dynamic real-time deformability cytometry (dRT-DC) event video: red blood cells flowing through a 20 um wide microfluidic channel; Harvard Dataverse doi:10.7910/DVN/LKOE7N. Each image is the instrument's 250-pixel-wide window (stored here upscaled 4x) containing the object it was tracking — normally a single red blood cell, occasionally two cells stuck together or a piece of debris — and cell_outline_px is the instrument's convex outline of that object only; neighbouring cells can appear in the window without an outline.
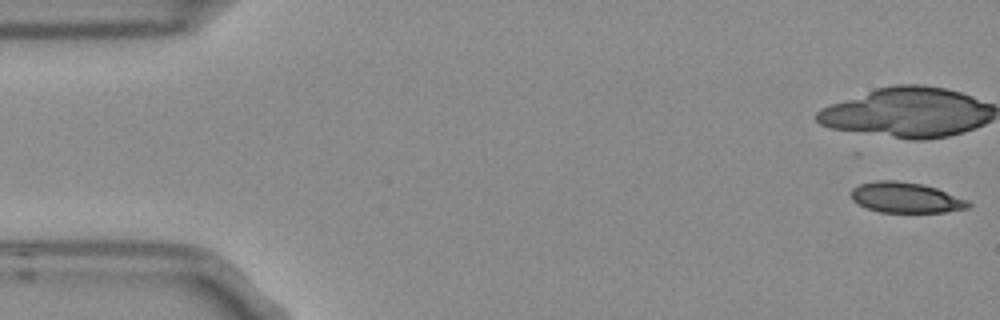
{"species": "Egyptian fruit bat (a non-hibernating species)", "species_latin": "Rousettus aegyptiacus", "temperature_condition": "room temperature", "stored_images_in_passage": 5, "camera_frame_rate_fps": 3000, "um_per_image_px": 0.085, "frame": {"image": 1, "passage_image": 1, "time_ms": 0.0, "image_size_px": [1000, 320], "cell_outline_px": [[972, 204], [968, 208], [944, 212], [880, 212], [868, 208], [852, 200], [852, 188], [860, 184], [876, 180], [896, 180], [920, 184], [936, 188], [968, 200]], "centroid_in_image_um": [77.0, 16.79], "position_along_channel_um": 8.0, "area_um2": 20.63}}